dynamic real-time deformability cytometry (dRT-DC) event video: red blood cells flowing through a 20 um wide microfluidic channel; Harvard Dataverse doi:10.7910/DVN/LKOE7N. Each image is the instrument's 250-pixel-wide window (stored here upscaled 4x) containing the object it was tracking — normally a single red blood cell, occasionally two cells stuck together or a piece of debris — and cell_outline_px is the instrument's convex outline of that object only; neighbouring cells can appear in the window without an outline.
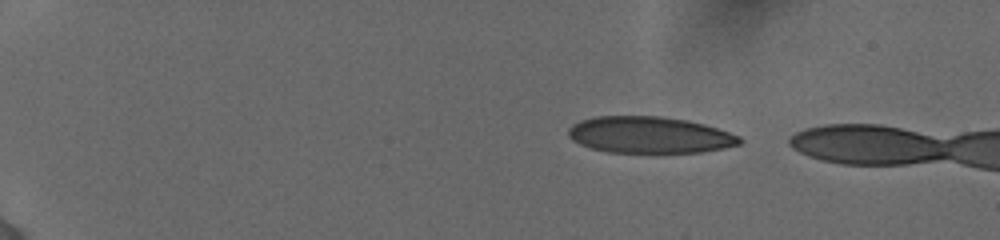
{"species": "human", "species_latin": "Homo sapiens", "temperature_condition": "cold", "stored_images_in_passage": 11, "camera_frame_rate_fps": 3000, "um_per_image_px": 0.085, "donor": {"sex": "female"}, "frame": {"image": 1, "passage_image": 1, "time_ms": 0.0, "image_size_px": [1000, 240], "cell_outline_px": [[744, 140], [740, 144], [724, 148], [700, 152], [608, 152], [592, 148], [580, 144], [572, 140], [568, 136], [568, 128], [572, 124], [580, 120], [596, 116], [664, 116], [688, 120], [704, 124], [740, 136]], "centroid_in_image_um": [55.2, 11.46], "position_along_channel_um": 29.8, "area_um2": 36.53}}